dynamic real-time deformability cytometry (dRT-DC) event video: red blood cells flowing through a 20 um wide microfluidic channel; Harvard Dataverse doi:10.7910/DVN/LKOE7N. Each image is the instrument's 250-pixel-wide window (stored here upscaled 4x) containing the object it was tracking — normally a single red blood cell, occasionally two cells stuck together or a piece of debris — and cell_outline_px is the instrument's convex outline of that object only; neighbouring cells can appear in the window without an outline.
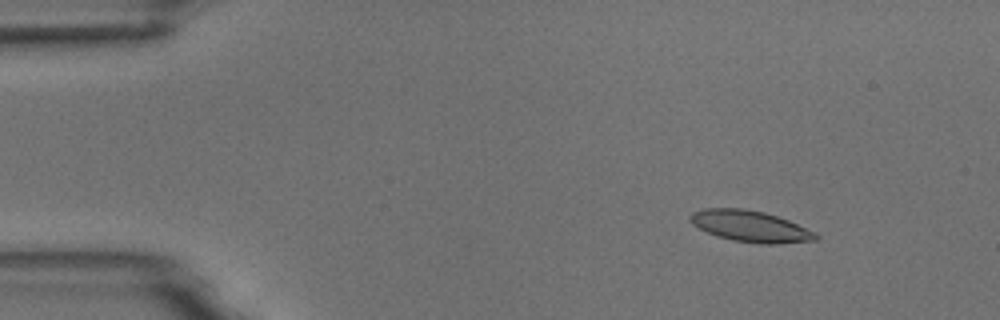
{"species": "common noctule bat (a hibernating species)", "species_latin": "Nyctalus noctula", "temperature_condition": "room temperature", "stored_images_in_passage": 6, "camera_frame_rate_fps": 3000, "um_per_image_px": 0.085, "animal": {"sex": "male", "body_mass_g": 18.8}, "frame": {"image": 1, "passage_image": 2, "time_ms": 1.333, "image_size_px": [1000, 320], "cell_outline_px": [[820, 236], [816, 240], [776, 244], [760, 244], [732, 240], [716, 236], [692, 224], [688, 220], [688, 216], [692, 212], [704, 208], [744, 208], [764, 212], [788, 220], [816, 232]], "centroid_in_image_um": [63.76, 19.23], "position_along_channel_um": 21.2, "area_um2": 23.0}}
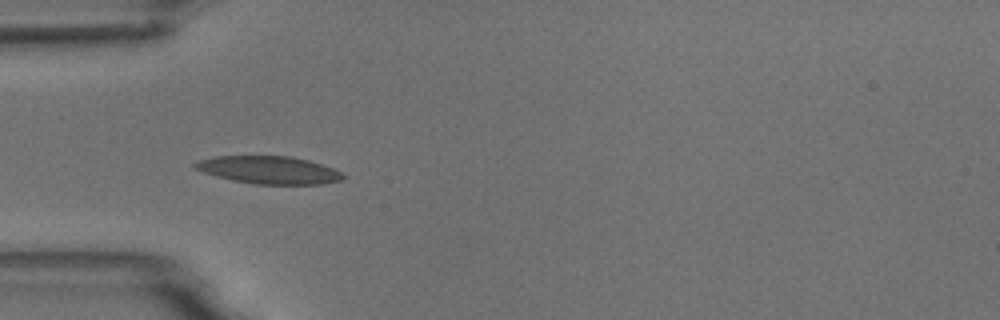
{"frame": {"image": 2, "passage_image": 5, "time_ms": 4.667, "image_size_px": [1000, 320], "cell_outline_px": [[344, 176], [340, 180], [320, 184], [256, 184], [232, 180], [216, 176], [192, 168], [192, 164], [200, 160], [216, 156], [292, 156], [308, 160], [332, 168], [340, 172]], "centroid_in_image_um": [22.81, 14.44], "position_along_channel_um": 62.2, "area_um2": 23.64}}